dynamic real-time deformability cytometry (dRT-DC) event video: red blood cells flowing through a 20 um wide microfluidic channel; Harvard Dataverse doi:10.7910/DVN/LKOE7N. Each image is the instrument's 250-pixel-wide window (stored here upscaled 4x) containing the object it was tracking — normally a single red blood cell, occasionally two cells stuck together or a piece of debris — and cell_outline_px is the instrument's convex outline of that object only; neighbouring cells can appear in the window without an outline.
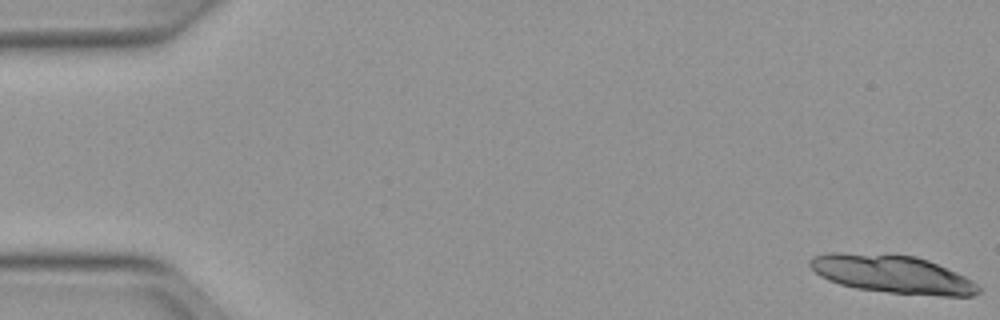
{"species": "Egyptian fruit bat (a non-hibernating species)", "species_latin": "Rousettus aegyptiacus", "temperature_condition": "warm", "stored_images_in_passage": 16, "camera_frame_rate_fps": 3000, "um_per_image_px": 0.085, "animal": {"sex": "female"}, "frame": {"image": 1, "passage_image": 1, "time_ms": 0.0, "image_size_px": [1000, 320], "cell_outline_px": [[980, 292], [972, 296], [940, 296], [888, 292], [856, 288], [840, 284], [828, 280], [820, 276], [808, 264], [808, 260], [812, 256], [828, 252], [840, 252], [916, 256], [928, 260], [956, 272], [980, 284]], "centroid_in_image_um": [75.85, 23.3], "position_along_channel_um": 9.2, "area_um2": 37.4}}